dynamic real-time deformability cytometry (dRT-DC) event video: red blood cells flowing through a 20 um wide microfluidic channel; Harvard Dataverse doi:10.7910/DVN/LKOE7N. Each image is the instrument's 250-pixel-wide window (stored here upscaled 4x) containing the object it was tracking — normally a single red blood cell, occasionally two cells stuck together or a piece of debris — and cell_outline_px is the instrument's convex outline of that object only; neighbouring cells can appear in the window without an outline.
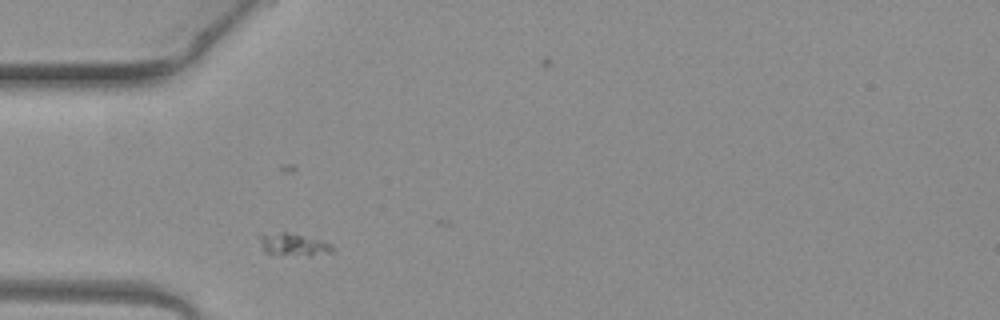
{"species": "common noctule bat (a hibernating species)", "species_latin": "Nyctalus noctula", "temperature_condition": "warm", "stored_images_in_passage": 6, "camera_frame_rate_fps": 3000, "um_per_image_px": 0.085, "animal": {"sex": "female", "body_mass_g": 19.3, "forearm_length_mm": 54.1}, "frame": {"image": 1, "passage_image": 1, "time_ms": 0.0, "image_size_px": [1000, 320], "cell_outline_px": [[336, 252], [308, 256], [268, 256], [264, 252], [256, 236], [260, 232], [284, 232], [324, 240], [332, 244]], "centroid_in_image_um": [24.87, 20.81], "position_along_channel_um": 60.1, "area_um2": 10.46}}
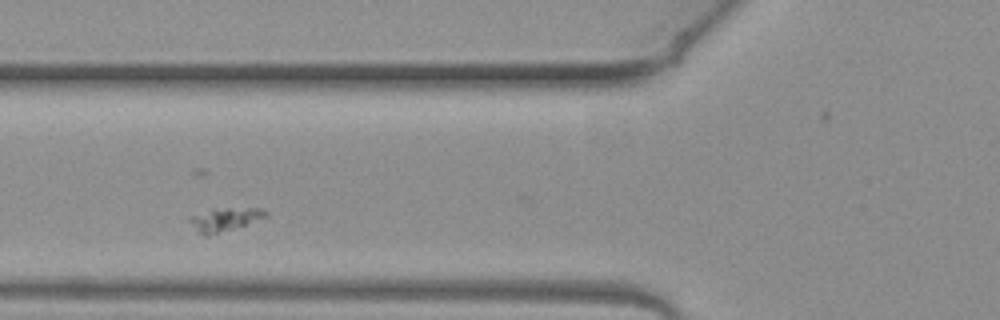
{"frame": {"image": 2, "passage_image": 2, "time_ms": 0.333, "image_size_px": [1000, 320], "cell_outline_px": [[268, 216], [208, 236], [204, 236], [188, 220], [188, 216], [212, 208], [260, 208], [268, 212]], "centroid_in_image_um": [19.07, 18.61], "position_along_channel_um": 106.7, "area_um2": 10.12}}
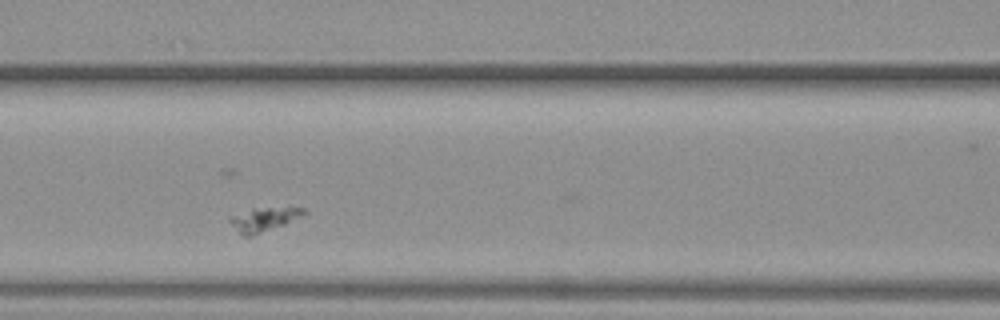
{"frame": {"image": 3, "passage_image": 3, "time_ms": 0.667, "image_size_px": [1000, 320], "cell_outline_px": [[308, 212], [304, 216], [284, 224], [248, 236], [244, 236], [228, 220], [228, 216], [252, 208], [304, 208]], "centroid_in_image_um": [22.44, 18.61], "position_along_channel_um": 144.2, "area_um2": 10.0}}